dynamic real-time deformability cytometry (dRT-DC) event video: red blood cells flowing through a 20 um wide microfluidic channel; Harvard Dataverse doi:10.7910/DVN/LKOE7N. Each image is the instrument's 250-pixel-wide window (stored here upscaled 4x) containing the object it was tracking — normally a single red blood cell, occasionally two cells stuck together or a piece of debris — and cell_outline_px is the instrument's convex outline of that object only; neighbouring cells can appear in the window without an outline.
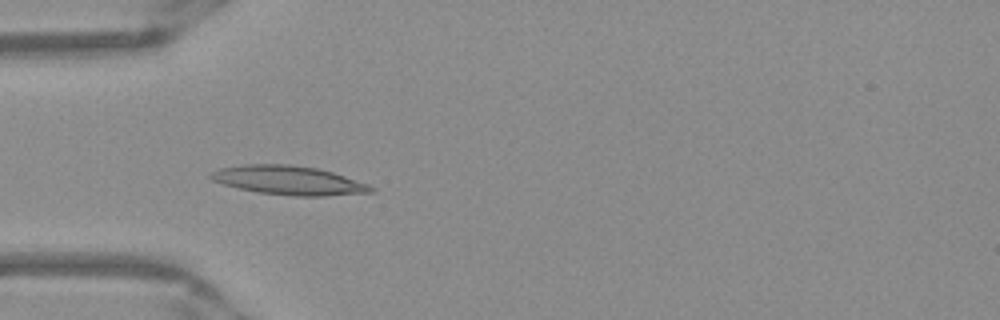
{"species": "Egyptian fruit bat (a non-hibernating species)", "species_latin": "Rousettus aegyptiacus", "temperature_condition": "warm", "stored_images_in_passage": 51, "camera_frame_rate_fps": 3000, "um_per_image_px": 0.085, "frame": {"image": 1, "passage_image": 15, "time_ms": 4.667, "image_size_px": [1000, 320], "cell_outline_px": [[376, 192], [324, 196], [296, 196], [256, 192], [224, 184], [212, 180], [208, 176], [212, 172], [220, 168], [244, 164], [288, 164], [316, 168], [332, 172], [368, 184], [376, 188]], "centroid_in_image_um": [24.56, 15.33], "position_along_channel_um": 60.4, "area_um2": 26.93}}
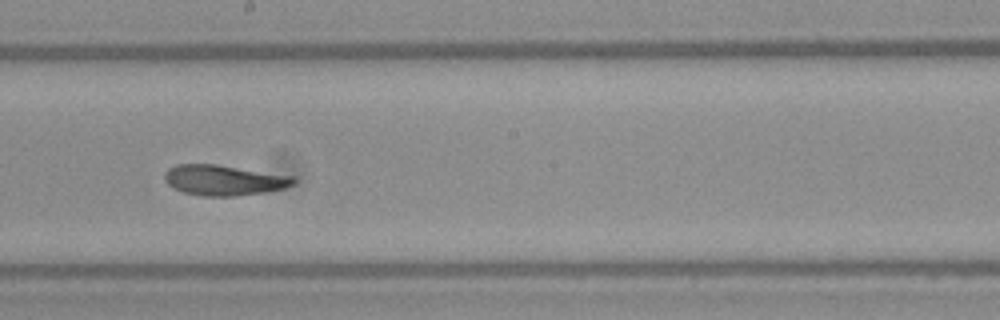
{"frame": {"image": 2, "passage_image": 28, "time_ms": 9.0, "image_size_px": [1000, 320], "cell_outline_px": [[296, 180], [292, 184], [284, 188], [264, 192], [236, 196], [204, 196], [184, 192], [168, 184], [164, 180], [164, 172], [168, 168], [176, 164], [216, 164], [292, 176]], "centroid_in_image_um": [18.99, 15.31], "position_along_channel_um": 229.2, "area_um2": 22.66}}
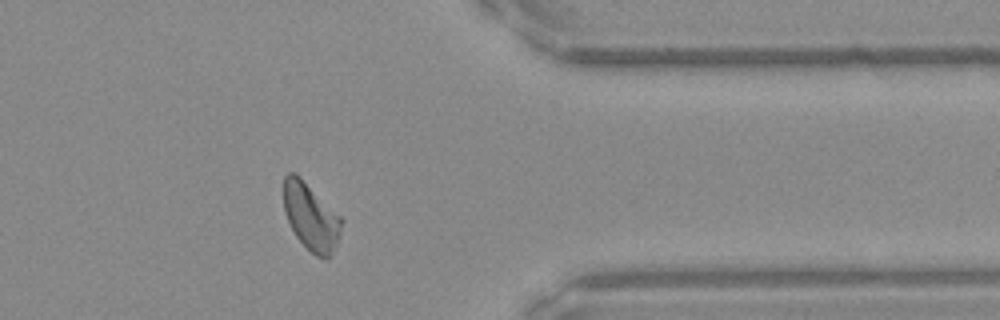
{"frame": {"image": 3, "passage_image": 41, "time_ms": 13.333, "image_size_px": [1000, 320], "cell_outline_px": [[344, 220], [336, 244], [328, 260], [324, 260], [316, 256], [296, 236], [284, 212], [284, 176], [288, 172], [296, 172]], "centroid_in_image_um": [26.43, 18.41], "position_along_channel_um": 385.0, "area_um2": 22.43}, "authors_computed_cell_mechanics": {"area_um2": 23.12, "velocity_mm_per_s": 3.9323, "shape_relaxation_time_tau1_ms": null, "shape_relaxation_time_tau2_ms": 2.5985, "deformation_change_tau1": null, "deformation_change_tau2": 0.0795}}